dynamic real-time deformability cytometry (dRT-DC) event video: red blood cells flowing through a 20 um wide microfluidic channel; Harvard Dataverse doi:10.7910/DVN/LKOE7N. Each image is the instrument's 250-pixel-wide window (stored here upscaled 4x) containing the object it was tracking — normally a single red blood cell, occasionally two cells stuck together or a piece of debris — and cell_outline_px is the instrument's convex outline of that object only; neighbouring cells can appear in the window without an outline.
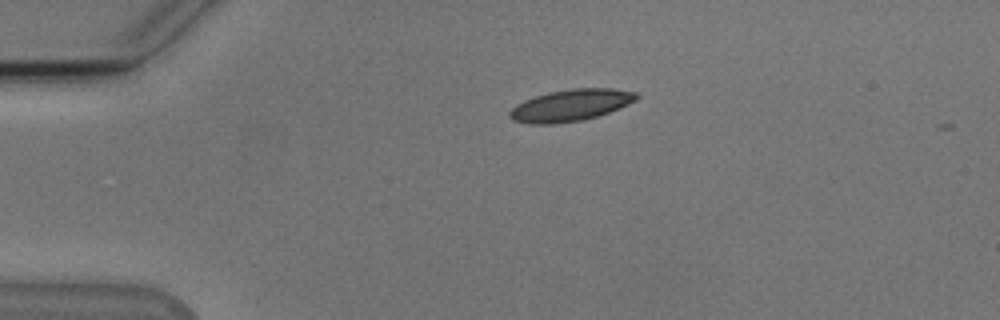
{"species": "Egyptian fruit bat (a non-hibernating species)", "species_latin": "Rousettus aegyptiacus", "temperature_condition": "cold", "stored_images_in_passage": 3, "camera_frame_rate_fps": 3000, "um_per_image_px": 0.085, "animal": {"sex": "male"}, "frame": {"image": 1, "passage_image": 1, "time_ms": 0.0, "image_size_px": [1000, 320], "cell_outline_px": [[640, 96], [636, 100], [628, 104], [608, 112], [584, 120], [552, 124], [528, 124], [512, 120], [508, 116], [508, 112], [516, 104], [524, 100], [548, 92], [572, 88], [612, 88], [636, 92]], "centroid_in_image_um": [48.48, 8.95], "position_along_channel_um": 36.5, "area_um2": 23.52}}